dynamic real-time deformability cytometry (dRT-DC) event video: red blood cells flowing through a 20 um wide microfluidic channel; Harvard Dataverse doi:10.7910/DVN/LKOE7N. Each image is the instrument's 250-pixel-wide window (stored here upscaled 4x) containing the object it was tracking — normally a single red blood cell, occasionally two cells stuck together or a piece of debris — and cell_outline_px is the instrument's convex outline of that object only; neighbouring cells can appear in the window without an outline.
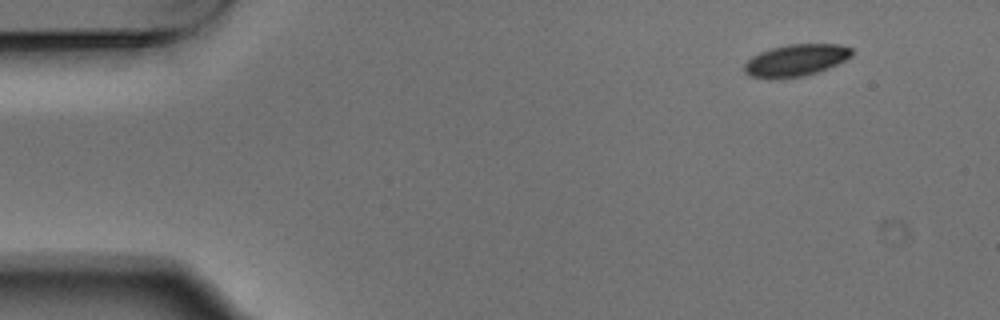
{"species": "Egyptian fruit bat (a non-hibernating species)", "species_latin": "Rousettus aegyptiacus", "temperature_condition": "warm", "stored_images_in_passage": 3, "camera_frame_rate_fps": 3000, "um_per_image_px": 0.085, "animal": {"sex": "male"}, "frame": {"image": 1, "passage_image": 1, "time_ms": 0.0, "image_size_px": [1000, 320], "cell_outline_px": [[852, 56], [828, 68], [804, 76], [772, 80], [768, 80], [752, 76], [744, 72], [744, 64], [752, 56], [760, 52], [772, 48], [788, 44], [840, 44], [852, 48]], "centroid_in_image_um": [67.62, 5.14], "position_along_channel_um": 17.4, "area_um2": 20.11}}